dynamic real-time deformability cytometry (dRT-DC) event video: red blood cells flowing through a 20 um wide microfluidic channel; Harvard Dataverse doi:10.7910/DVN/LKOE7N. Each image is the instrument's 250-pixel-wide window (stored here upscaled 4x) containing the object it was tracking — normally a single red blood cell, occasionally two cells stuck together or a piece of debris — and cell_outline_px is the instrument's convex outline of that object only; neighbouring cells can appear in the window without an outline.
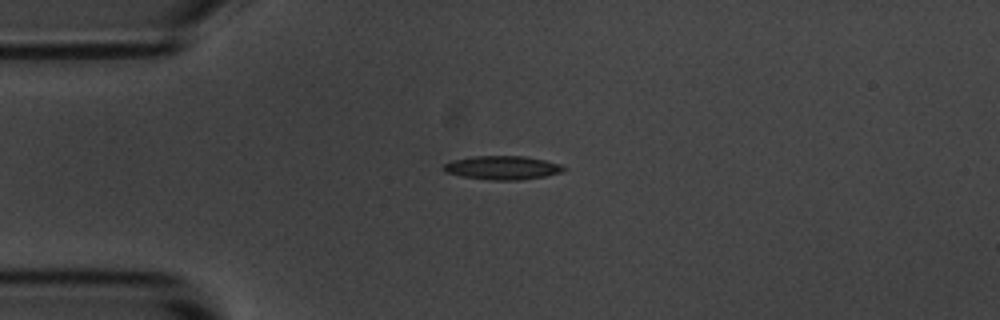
{"species": "common noctule bat (a hibernating species)", "species_latin": "Nyctalus noctula", "temperature_condition": "room temperature", "stored_images_in_passage": 1, "camera_frame_rate_fps": 3000, "um_per_image_px": 0.085, "animal": {"sex": "male", "body_mass_g": 20.1, "forearm_length_mm": 53.5}, "frame": {"image": 1, "passage_image": 1, "time_ms": 0.0, "image_size_px": [1000, 320], "cell_outline_px": [[568, 168], [564, 172], [544, 176], [516, 180], [488, 180], [460, 176], [444, 172], [440, 168], [444, 164], [452, 160], [472, 156], [524, 156], [544, 160], [560, 164]], "centroid_in_image_um": [42.67, 14.25], "position_along_channel_um": 42.3, "area_um2": 16.76}}